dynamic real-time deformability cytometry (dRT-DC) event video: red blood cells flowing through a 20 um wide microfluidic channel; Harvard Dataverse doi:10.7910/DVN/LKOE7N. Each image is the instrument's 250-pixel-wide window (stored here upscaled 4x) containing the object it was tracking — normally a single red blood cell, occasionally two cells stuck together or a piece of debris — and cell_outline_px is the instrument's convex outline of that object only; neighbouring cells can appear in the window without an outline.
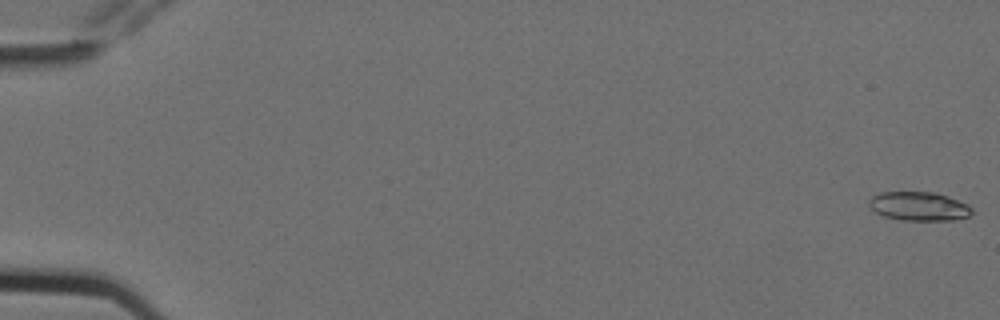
{"species": "Egyptian fruit bat (a non-hibernating species)", "species_latin": "Rousettus aegyptiacus", "temperature_condition": "cold", "stored_images_in_passage": 5, "camera_frame_rate_fps": 3000, "um_per_image_px": 0.085, "animal": {"sex": "female"}, "frame": {"image": 1, "passage_image": 1, "time_ms": 0.0, "image_size_px": [1000, 320], "cell_outline_px": [[972, 212], [968, 216], [952, 220], [900, 220], [884, 216], [876, 212], [868, 204], [868, 200], [872, 196], [880, 192], [936, 192], [948, 196], [968, 204], [972, 208]], "centroid_in_image_um": [78.1, 17.52], "position_along_channel_um": 6.9, "area_um2": 17.34}}
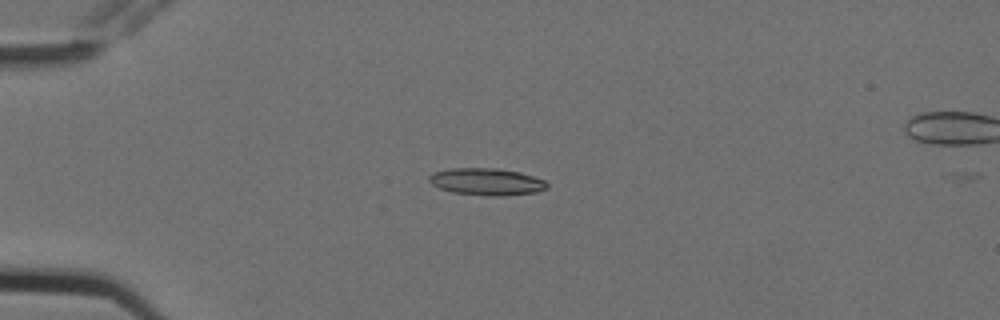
{"frame": {"image": 2, "passage_image": 4, "time_ms": 1.0, "image_size_px": [1000, 320], "cell_outline_px": [[548, 188], [536, 192], [500, 196], [488, 196], [452, 192], [440, 188], [432, 184], [428, 180], [428, 176], [432, 172], [452, 168], [496, 168], [520, 172], [544, 180], [548, 184]], "centroid_in_image_um": [41.34, 15.44], "position_along_channel_um": 43.7, "area_um2": 18.61}}